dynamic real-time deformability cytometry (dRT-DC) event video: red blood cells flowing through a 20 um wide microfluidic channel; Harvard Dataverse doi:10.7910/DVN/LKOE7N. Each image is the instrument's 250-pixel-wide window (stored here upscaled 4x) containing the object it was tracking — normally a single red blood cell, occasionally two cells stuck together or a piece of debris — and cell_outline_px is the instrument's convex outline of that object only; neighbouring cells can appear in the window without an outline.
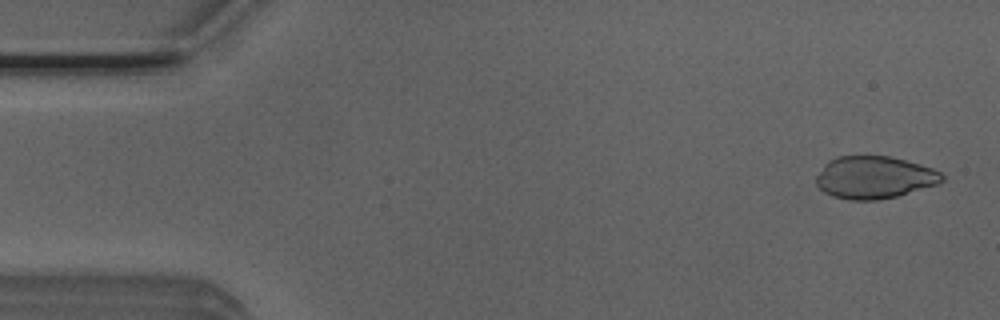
{"species": "Egyptian fruit bat (a non-hibernating species)", "species_latin": "Rousettus aegyptiacus", "temperature_condition": "room temperature", "stored_images_in_passage": 52, "segment_of_instrument_passage": [1, 2], "camera_frame_rate_fps": 3000, "um_per_image_px": 0.085, "animal": {"sex": "male"}, "frame": {"image": 1, "passage_image": 2, "time_ms": 0.333, "image_size_px": [1000, 320], "cell_outline_px": [[944, 180], [936, 184], [896, 196], [876, 200], [852, 200], [832, 196], [824, 192], [816, 184], [816, 176], [824, 164], [828, 160], [836, 156], [892, 156], [920, 164], [932, 168], [940, 172], [944, 176]], "centroid_in_image_um": [74.29, 15.07], "position_along_channel_um": 10.7, "area_um2": 31.04}}
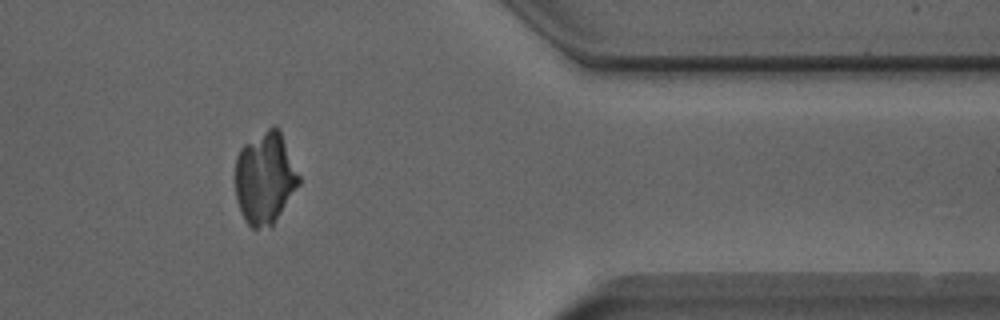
{"frame": {"image": 2, "passage_image": 42, "time_ms": 13.667, "image_size_px": [1000, 320], "cell_outline_px": [[300, 184], [272, 224], [256, 228], [252, 228], [244, 220], [240, 212], [236, 200], [236, 156], [240, 148], [244, 144], [272, 124], [276, 124], [280, 132], [300, 176]], "centroid_in_image_um": [22.51, 15.1], "position_along_channel_um": 388.9, "area_um2": 33.87}}